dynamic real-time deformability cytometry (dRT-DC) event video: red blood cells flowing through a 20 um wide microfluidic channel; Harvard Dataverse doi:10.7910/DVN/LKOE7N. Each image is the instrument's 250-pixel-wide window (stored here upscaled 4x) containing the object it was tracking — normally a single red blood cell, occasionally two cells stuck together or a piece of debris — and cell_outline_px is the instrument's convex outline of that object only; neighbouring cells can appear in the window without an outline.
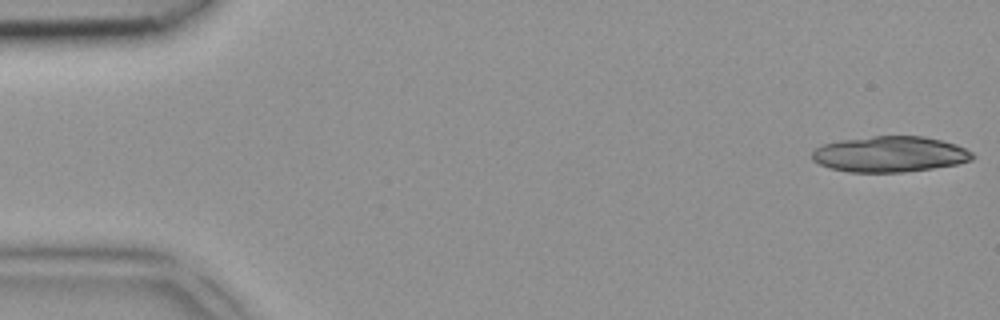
{"species": "common noctule bat (a hibernating species)", "species_latin": "Nyctalus noctula", "temperature_condition": "room temperature", "stored_images_in_passage": 4, "camera_frame_rate_fps": 3000, "um_per_image_px": 0.085, "animal": {"sex": "female", "body_mass_g": 18.4}, "frame": {"image": 1, "passage_image": 1, "time_ms": 0.0, "image_size_px": [1000, 320], "cell_outline_px": [[976, 156], [972, 160], [956, 164], [932, 168], [904, 172], [848, 172], [828, 168], [812, 160], [812, 152], [820, 144], [840, 140], [872, 136], [924, 136], [956, 144], [972, 152]], "centroid_in_image_um": [75.61, 13.1], "position_along_channel_um": 9.4, "area_um2": 33.58}}
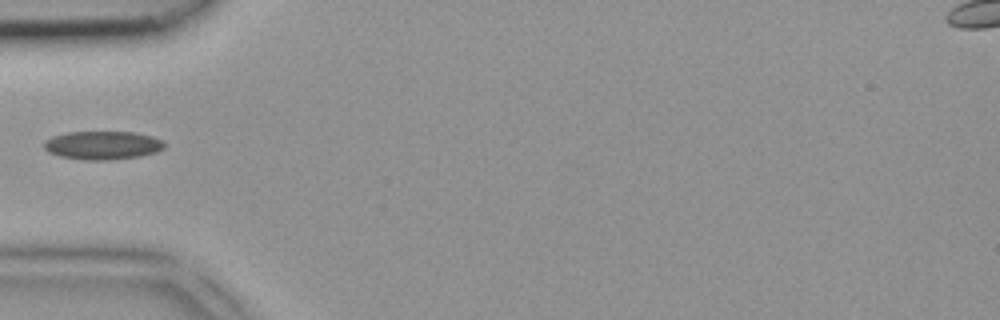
{"frame": {"image": 2, "passage_image": 4, "time_ms": 1.0, "image_size_px": [1000, 320], "cell_outline_px": [[164, 148], [156, 152], [140, 156], [104, 160], [88, 160], [60, 156], [48, 152], [44, 148], [44, 140], [52, 136], [68, 132], [136, 132], [152, 136], [164, 140]], "centroid_in_image_um": [8.73, 12.34], "position_along_channel_um": 76.3, "area_um2": 19.94}}